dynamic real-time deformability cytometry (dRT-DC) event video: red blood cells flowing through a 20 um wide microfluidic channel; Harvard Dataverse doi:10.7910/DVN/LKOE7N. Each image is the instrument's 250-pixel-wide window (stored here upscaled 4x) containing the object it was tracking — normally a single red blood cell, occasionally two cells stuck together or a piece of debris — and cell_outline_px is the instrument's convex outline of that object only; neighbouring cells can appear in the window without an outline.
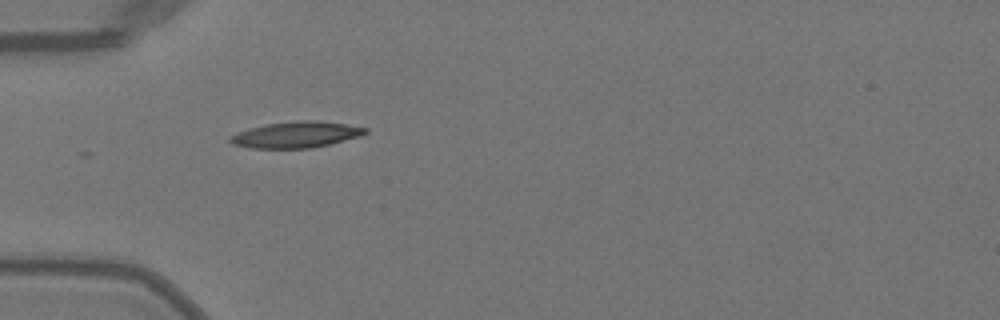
{"species": "Egyptian fruit bat (a non-hibernating species)", "species_latin": "Rousettus aegyptiacus", "temperature_condition": "warm", "stored_images_in_passage": 2, "camera_frame_rate_fps": 3000, "um_per_image_px": 0.085, "animal": {"sex": "female"}, "frame": {"image": 1, "passage_image": 1, "time_ms": 0.0, "image_size_px": [1000, 320], "cell_outline_px": [[368, 132], [360, 136], [332, 144], [312, 148], [248, 148], [232, 144], [228, 140], [236, 132], [248, 128], [268, 124], [296, 120], [316, 120], [344, 124], [368, 128]], "centroid_in_image_um": [25.17, 11.45], "position_along_channel_um": 59.8, "area_um2": 20.69}}